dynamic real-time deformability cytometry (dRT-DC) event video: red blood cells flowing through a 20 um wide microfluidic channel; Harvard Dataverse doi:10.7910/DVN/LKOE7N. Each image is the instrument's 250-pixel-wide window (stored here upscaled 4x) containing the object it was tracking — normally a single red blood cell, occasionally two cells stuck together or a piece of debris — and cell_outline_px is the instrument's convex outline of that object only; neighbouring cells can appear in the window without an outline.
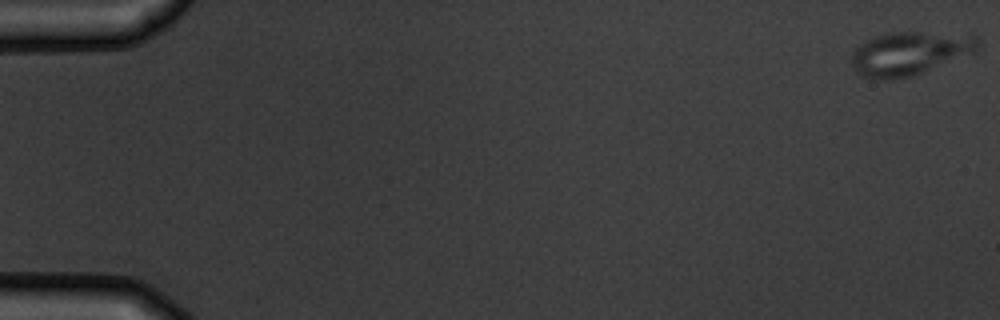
{"species": "common noctule bat (a hibernating species)", "species_latin": "Nyctalus noctula", "temperature_condition": "warm", "stored_images_in_passage": 7, "camera_frame_rate_fps": 3000, "um_per_image_px": 0.085, "animal": {"sex": "male", "body_mass_g": 19.5, "forearm_length_mm": 54.6}, "frame": {"image": 1, "passage_image": 1, "time_ms": 0.0, "image_size_px": [1000, 320], "cell_outline_px": [[980, 48], [976, 52], [912, 76], [892, 80], [876, 80], [860, 76], [856, 72], [852, 64], [852, 52], [856, 44], [872, 36], [888, 32], [920, 32], [976, 36], [980, 44]], "centroid_in_image_um": [77.25, 4.54], "position_along_channel_um": 7.8, "area_um2": 32.43}}